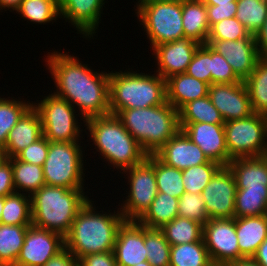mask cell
<instances>
[{"instance_id": "cell-50", "label": "cell", "mask_w": 267, "mask_h": 266, "mask_svg": "<svg viewBox=\"0 0 267 266\" xmlns=\"http://www.w3.org/2000/svg\"><path fill=\"white\" fill-rule=\"evenodd\" d=\"M44 266H79L77 259L66 247L50 258Z\"/></svg>"}, {"instance_id": "cell-5", "label": "cell", "mask_w": 267, "mask_h": 266, "mask_svg": "<svg viewBox=\"0 0 267 266\" xmlns=\"http://www.w3.org/2000/svg\"><path fill=\"white\" fill-rule=\"evenodd\" d=\"M87 189L43 185L31 198L32 225L57 232L64 237L70 232L79 210L90 199Z\"/></svg>"}, {"instance_id": "cell-35", "label": "cell", "mask_w": 267, "mask_h": 266, "mask_svg": "<svg viewBox=\"0 0 267 266\" xmlns=\"http://www.w3.org/2000/svg\"><path fill=\"white\" fill-rule=\"evenodd\" d=\"M170 266H214L204 239L171 246Z\"/></svg>"}, {"instance_id": "cell-23", "label": "cell", "mask_w": 267, "mask_h": 266, "mask_svg": "<svg viewBox=\"0 0 267 266\" xmlns=\"http://www.w3.org/2000/svg\"><path fill=\"white\" fill-rule=\"evenodd\" d=\"M209 86L187 73L173 75L166 79V101L179 111L188 102L207 96Z\"/></svg>"}, {"instance_id": "cell-56", "label": "cell", "mask_w": 267, "mask_h": 266, "mask_svg": "<svg viewBox=\"0 0 267 266\" xmlns=\"http://www.w3.org/2000/svg\"><path fill=\"white\" fill-rule=\"evenodd\" d=\"M133 8H137L142 3H154V2H175V1H181V0H136Z\"/></svg>"}, {"instance_id": "cell-3", "label": "cell", "mask_w": 267, "mask_h": 266, "mask_svg": "<svg viewBox=\"0 0 267 266\" xmlns=\"http://www.w3.org/2000/svg\"><path fill=\"white\" fill-rule=\"evenodd\" d=\"M84 127V135L89 137L86 141L91 140L89 143L93 142L91 145H95L93 147L97 149L92 152H99L98 159L101 158L109 167L116 168L118 176L124 170L140 164L148 156L114 114L90 118L85 121Z\"/></svg>"}, {"instance_id": "cell-19", "label": "cell", "mask_w": 267, "mask_h": 266, "mask_svg": "<svg viewBox=\"0 0 267 266\" xmlns=\"http://www.w3.org/2000/svg\"><path fill=\"white\" fill-rule=\"evenodd\" d=\"M206 43L225 58L241 81L249 77L261 58L255 37H243L236 41L207 40Z\"/></svg>"}, {"instance_id": "cell-38", "label": "cell", "mask_w": 267, "mask_h": 266, "mask_svg": "<svg viewBox=\"0 0 267 266\" xmlns=\"http://www.w3.org/2000/svg\"><path fill=\"white\" fill-rule=\"evenodd\" d=\"M267 17L266 0H237L235 18L251 35H255Z\"/></svg>"}, {"instance_id": "cell-49", "label": "cell", "mask_w": 267, "mask_h": 266, "mask_svg": "<svg viewBox=\"0 0 267 266\" xmlns=\"http://www.w3.org/2000/svg\"><path fill=\"white\" fill-rule=\"evenodd\" d=\"M79 266H117L113 251L89 254L79 259Z\"/></svg>"}, {"instance_id": "cell-37", "label": "cell", "mask_w": 267, "mask_h": 266, "mask_svg": "<svg viewBox=\"0 0 267 266\" xmlns=\"http://www.w3.org/2000/svg\"><path fill=\"white\" fill-rule=\"evenodd\" d=\"M1 223L8 225H31L30 196L20 192H14L5 196Z\"/></svg>"}, {"instance_id": "cell-45", "label": "cell", "mask_w": 267, "mask_h": 266, "mask_svg": "<svg viewBox=\"0 0 267 266\" xmlns=\"http://www.w3.org/2000/svg\"><path fill=\"white\" fill-rule=\"evenodd\" d=\"M242 82L229 63L211 47V84H232Z\"/></svg>"}, {"instance_id": "cell-40", "label": "cell", "mask_w": 267, "mask_h": 266, "mask_svg": "<svg viewBox=\"0 0 267 266\" xmlns=\"http://www.w3.org/2000/svg\"><path fill=\"white\" fill-rule=\"evenodd\" d=\"M144 243L147 259L152 266H170L171 245L160 229L144 226Z\"/></svg>"}, {"instance_id": "cell-59", "label": "cell", "mask_w": 267, "mask_h": 266, "mask_svg": "<svg viewBox=\"0 0 267 266\" xmlns=\"http://www.w3.org/2000/svg\"><path fill=\"white\" fill-rule=\"evenodd\" d=\"M4 158L3 152H0V161Z\"/></svg>"}, {"instance_id": "cell-16", "label": "cell", "mask_w": 267, "mask_h": 266, "mask_svg": "<svg viewBox=\"0 0 267 266\" xmlns=\"http://www.w3.org/2000/svg\"><path fill=\"white\" fill-rule=\"evenodd\" d=\"M199 43L186 37L154 46L152 56L156 72L165 80L173 75L185 73Z\"/></svg>"}, {"instance_id": "cell-57", "label": "cell", "mask_w": 267, "mask_h": 266, "mask_svg": "<svg viewBox=\"0 0 267 266\" xmlns=\"http://www.w3.org/2000/svg\"><path fill=\"white\" fill-rule=\"evenodd\" d=\"M3 206H4V197L0 196V223H1V215H2Z\"/></svg>"}, {"instance_id": "cell-55", "label": "cell", "mask_w": 267, "mask_h": 266, "mask_svg": "<svg viewBox=\"0 0 267 266\" xmlns=\"http://www.w3.org/2000/svg\"><path fill=\"white\" fill-rule=\"evenodd\" d=\"M205 5H224L237 0H201Z\"/></svg>"}, {"instance_id": "cell-29", "label": "cell", "mask_w": 267, "mask_h": 266, "mask_svg": "<svg viewBox=\"0 0 267 266\" xmlns=\"http://www.w3.org/2000/svg\"><path fill=\"white\" fill-rule=\"evenodd\" d=\"M29 226L0 223V266L16 263Z\"/></svg>"}, {"instance_id": "cell-48", "label": "cell", "mask_w": 267, "mask_h": 266, "mask_svg": "<svg viewBox=\"0 0 267 266\" xmlns=\"http://www.w3.org/2000/svg\"><path fill=\"white\" fill-rule=\"evenodd\" d=\"M15 191L13 181L12 163L7 159L3 158L0 161V196L5 197Z\"/></svg>"}, {"instance_id": "cell-33", "label": "cell", "mask_w": 267, "mask_h": 266, "mask_svg": "<svg viewBox=\"0 0 267 266\" xmlns=\"http://www.w3.org/2000/svg\"><path fill=\"white\" fill-rule=\"evenodd\" d=\"M18 98V99H17ZM4 97L0 95V149L5 147L11 129L17 124L21 116L32 106L29 99L19 96Z\"/></svg>"}, {"instance_id": "cell-42", "label": "cell", "mask_w": 267, "mask_h": 266, "mask_svg": "<svg viewBox=\"0 0 267 266\" xmlns=\"http://www.w3.org/2000/svg\"><path fill=\"white\" fill-rule=\"evenodd\" d=\"M178 216L206 224L209 216L201 194L184 192L179 198Z\"/></svg>"}, {"instance_id": "cell-9", "label": "cell", "mask_w": 267, "mask_h": 266, "mask_svg": "<svg viewBox=\"0 0 267 266\" xmlns=\"http://www.w3.org/2000/svg\"><path fill=\"white\" fill-rule=\"evenodd\" d=\"M134 11L140 23L139 27L145 32L151 49L185 37L182 25V0L142 3Z\"/></svg>"}, {"instance_id": "cell-27", "label": "cell", "mask_w": 267, "mask_h": 266, "mask_svg": "<svg viewBox=\"0 0 267 266\" xmlns=\"http://www.w3.org/2000/svg\"><path fill=\"white\" fill-rule=\"evenodd\" d=\"M178 203V198L158 192L150 207L137 221L147 228L160 229L178 216Z\"/></svg>"}, {"instance_id": "cell-46", "label": "cell", "mask_w": 267, "mask_h": 266, "mask_svg": "<svg viewBox=\"0 0 267 266\" xmlns=\"http://www.w3.org/2000/svg\"><path fill=\"white\" fill-rule=\"evenodd\" d=\"M49 151V140L42 136L24 150L19 152L15 158L30 164L43 166Z\"/></svg>"}, {"instance_id": "cell-47", "label": "cell", "mask_w": 267, "mask_h": 266, "mask_svg": "<svg viewBox=\"0 0 267 266\" xmlns=\"http://www.w3.org/2000/svg\"><path fill=\"white\" fill-rule=\"evenodd\" d=\"M208 23L210 27L224 19L235 17L237 11V1L224 5H206Z\"/></svg>"}, {"instance_id": "cell-32", "label": "cell", "mask_w": 267, "mask_h": 266, "mask_svg": "<svg viewBox=\"0 0 267 266\" xmlns=\"http://www.w3.org/2000/svg\"><path fill=\"white\" fill-rule=\"evenodd\" d=\"M160 230L171 246L197 242L203 239V225L184 217L177 216Z\"/></svg>"}, {"instance_id": "cell-52", "label": "cell", "mask_w": 267, "mask_h": 266, "mask_svg": "<svg viewBox=\"0 0 267 266\" xmlns=\"http://www.w3.org/2000/svg\"><path fill=\"white\" fill-rule=\"evenodd\" d=\"M260 266H267V238L259 245L252 257Z\"/></svg>"}, {"instance_id": "cell-15", "label": "cell", "mask_w": 267, "mask_h": 266, "mask_svg": "<svg viewBox=\"0 0 267 266\" xmlns=\"http://www.w3.org/2000/svg\"><path fill=\"white\" fill-rule=\"evenodd\" d=\"M107 0H59L60 18L86 40H94ZM102 14V15H101ZM91 38V39H90Z\"/></svg>"}, {"instance_id": "cell-58", "label": "cell", "mask_w": 267, "mask_h": 266, "mask_svg": "<svg viewBox=\"0 0 267 266\" xmlns=\"http://www.w3.org/2000/svg\"><path fill=\"white\" fill-rule=\"evenodd\" d=\"M135 266H152V265L149 263V261H143L141 263H138Z\"/></svg>"}, {"instance_id": "cell-44", "label": "cell", "mask_w": 267, "mask_h": 266, "mask_svg": "<svg viewBox=\"0 0 267 266\" xmlns=\"http://www.w3.org/2000/svg\"><path fill=\"white\" fill-rule=\"evenodd\" d=\"M185 73L211 85V46L209 44L205 43L198 47Z\"/></svg>"}, {"instance_id": "cell-36", "label": "cell", "mask_w": 267, "mask_h": 266, "mask_svg": "<svg viewBox=\"0 0 267 266\" xmlns=\"http://www.w3.org/2000/svg\"><path fill=\"white\" fill-rule=\"evenodd\" d=\"M267 214V189H237L234 218Z\"/></svg>"}, {"instance_id": "cell-43", "label": "cell", "mask_w": 267, "mask_h": 266, "mask_svg": "<svg viewBox=\"0 0 267 266\" xmlns=\"http://www.w3.org/2000/svg\"><path fill=\"white\" fill-rule=\"evenodd\" d=\"M243 37H254L235 17L221 20L210 27L207 40L236 41Z\"/></svg>"}, {"instance_id": "cell-13", "label": "cell", "mask_w": 267, "mask_h": 266, "mask_svg": "<svg viewBox=\"0 0 267 266\" xmlns=\"http://www.w3.org/2000/svg\"><path fill=\"white\" fill-rule=\"evenodd\" d=\"M236 192L233 172L228 166L222 167L201 193L209 219L234 218Z\"/></svg>"}, {"instance_id": "cell-20", "label": "cell", "mask_w": 267, "mask_h": 266, "mask_svg": "<svg viewBox=\"0 0 267 266\" xmlns=\"http://www.w3.org/2000/svg\"><path fill=\"white\" fill-rule=\"evenodd\" d=\"M113 252L117 266H135L148 261L144 226L136 220H125L119 227Z\"/></svg>"}, {"instance_id": "cell-26", "label": "cell", "mask_w": 267, "mask_h": 266, "mask_svg": "<svg viewBox=\"0 0 267 266\" xmlns=\"http://www.w3.org/2000/svg\"><path fill=\"white\" fill-rule=\"evenodd\" d=\"M182 25L185 37L203 45L210 31L206 5L201 0H182Z\"/></svg>"}, {"instance_id": "cell-51", "label": "cell", "mask_w": 267, "mask_h": 266, "mask_svg": "<svg viewBox=\"0 0 267 266\" xmlns=\"http://www.w3.org/2000/svg\"><path fill=\"white\" fill-rule=\"evenodd\" d=\"M258 53L261 57L267 56V17L260 30L254 35Z\"/></svg>"}, {"instance_id": "cell-4", "label": "cell", "mask_w": 267, "mask_h": 266, "mask_svg": "<svg viewBox=\"0 0 267 266\" xmlns=\"http://www.w3.org/2000/svg\"><path fill=\"white\" fill-rule=\"evenodd\" d=\"M132 69V70H131ZM143 72V73H142ZM133 68L109 72L110 114L133 108H149L166 102V80L154 72Z\"/></svg>"}, {"instance_id": "cell-28", "label": "cell", "mask_w": 267, "mask_h": 266, "mask_svg": "<svg viewBox=\"0 0 267 266\" xmlns=\"http://www.w3.org/2000/svg\"><path fill=\"white\" fill-rule=\"evenodd\" d=\"M12 163L15 191L31 196L45 185L43 166L7 158Z\"/></svg>"}, {"instance_id": "cell-18", "label": "cell", "mask_w": 267, "mask_h": 266, "mask_svg": "<svg viewBox=\"0 0 267 266\" xmlns=\"http://www.w3.org/2000/svg\"><path fill=\"white\" fill-rule=\"evenodd\" d=\"M180 128L199 146L205 156L223 167L232 160L226 146L224 124L179 123Z\"/></svg>"}, {"instance_id": "cell-24", "label": "cell", "mask_w": 267, "mask_h": 266, "mask_svg": "<svg viewBox=\"0 0 267 266\" xmlns=\"http://www.w3.org/2000/svg\"><path fill=\"white\" fill-rule=\"evenodd\" d=\"M228 167L237 189H267V155L232 159Z\"/></svg>"}, {"instance_id": "cell-53", "label": "cell", "mask_w": 267, "mask_h": 266, "mask_svg": "<svg viewBox=\"0 0 267 266\" xmlns=\"http://www.w3.org/2000/svg\"><path fill=\"white\" fill-rule=\"evenodd\" d=\"M21 2L22 0H0V13L7 10L14 13L21 5Z\"/></svg>"}, {"instance_id": "cell-8", "label": "cell", "mask_w": 267, "mask_h": 266, "mask_svg": "<svg viewBox=\"0 0 267 266\" xmlns=\"http://www.w3.org/2000/svg\"><path fill=\"white\" fill-rule=\"evenodd\" d=\"M41 98L32 101V105L40 114L43 136L50 142H83L80 140H85V120L77 114V110L52 92Z\"/></svg>"}, {"instance_id": "cell-7", "label": "cell", "mask_w": 267, "mask_h": 266, "mask_svg": "<svg viewBox=\"0 0 267 266\" xmlns=\"http://www.w3.org/2000/svg\"><path fill=\"white\" fill-rule=\"evenodd\" d=\"M83 144L49 141V151L43 165L45 185L68 189L87 188L84 182L88 168L84 167L87 160Z\"/></svg>"}, {"instance_id": "cell-2", "label": "cell", "mask_w": 267, "mask_h": 266, "mask_svg": "<svg viewBox=\"0 0 267 266\" xmlns=\"http://www.w3.org/2000/svg\"><path fill=\"white\" fill-rule=\"evenodd\" d=\"M94 202L96 200L89 199L79 210L70 232L65 236V247L77 259L89 254L113 251L119 227L125 221L119 206L116 207L117 210L113 208L107 212L104 207H96Z\"/></svg>"}, {"instance_id": "cell-1", "label": "cell", "mask_w": 267, "mask_h": 266, "mask_svg": "<svg viewBox=\"0 0 267 266\" xmlns=\"http://www.w3.org/2000/svg\"><path fill=\"white\" fill-rule=\"evenodd\" d=\"M78 57L64 49L47 52L44 61L56 89L50 92L78 108L85 121L110 114L109 70L94 71Z\"/></svg>"}, {"instance_id": "cell-17", "label": "cell", "mask_w": 267, "mask_h": 266, "mask_svg": "<svg viewBox=\"0 0 267 266\" xmlns=\"http://www.w3.org/2000/svg\"><path fill=\"white\" fill-rule=\"evenodd\" d=\"M208 95L225 122L246 118L254 113L244 81L211 84Z\"/></svg>"}, {"instance_id": "cell-54", "label": "cell", "mask_w": 267, "mask_h": 266, "mask_svg": "<svg viewBox=\"0 0 267 266\" xmlns=\"http://www.w3.org/2000/svg\"><path fill=\"white\" fill-rule=\"evenodd\" d=\"M225 266H260V265L252 257H246L228 262Z\"/></svg>"}, {"instance_id": "cell-6", "label": "cell", "mask_w": 267, "mask_h": 266, "mask_svg": "<svg viewBox=\"0 0 267 266\" xmlns=\"http://www.w3.org/2000/svg\"><path fill=\"white\" fill-rule=\"evenodd\" d=\"M116 116L148 154H155L181 128L179 111L167 101L149 108L119 111Z\"/></svg>"}, {"instance_id": "cell-39", "label": "cell", "mask_w": 267, "mask_h": 266, "mask_svg": "<svg viewBox=\"0 0 267 266\" xmlns=\"http://www.w3.org/2000/svg\"><path fill=\"white\" fill-rule=\"evenodd\" d=\"M154 170L158 192L180 198L185 192L182 170L168 166L154 154Z\"/></svg>"}, {"instance_id": "cell-25", "label": "cell", "mask_w": 267, "mask_h": 266, "mask_svg": "<svg viewBox=\"0 0 267 266\" xmlns=\"http://www.w3.org/2000/svg\"><path fill=\"white\" fill-rule=\"evenodd\" d=\"M235 230L240 254L244 258L253 257L267 238V214L235 218Z\"/></svg>"}, {"instance_id": "cell-14", "label": "cell", "mask_w": 267, "mask_h": 266, "mask_svg": "<svg viewBox=\"0 0 267 266\" xmlns=\"http://www.w3.org/2000/svg\"><path fill=\"white\" fill-rule=\"evenodd\" d=\"M65 248V237L57 232L30 225L20 254L13 266H44Z\"/></svg>"}, {"instance_id": "cell-34", "label": "cell", "mask_w": 267, "mask_h": 266, "mask_svg": "<svg viewBox=\"0 0 267 266\" xmlns=\"http://www.w3.org/2000/svg\"><path fill=\"white\" fill-rule=\"evenodd\" d=\"M224 124L218 109L212 104L209 95L190 101L179 110V123Z\"/></svg>"}, {"instance_id": "cell-10", "label": "cell", "mask_w": 267, "mask_h": 266, "mask_svg": "<svg viewBox=\"0 0 267 266\" xmlns=\"http://www.w3.org/2000/svg\"><path fill=\"white\" fill-rule=\"evenodd\" d=\"M120 174L121 178L126 179V186H129L126 187L127 191L121 195H125V200H121L122 203L118 204L119 210L125 220L137 221L150 207L158 193L154 154L148 155L143 162L124 170Z\"/></svg>"}, {"instance_id": "cell-31", "label": "cell", "mask_w": 267, "mask_h": 266, "mask_svg": "<svg viewBox=\"0 0 267 266\" xmlns=\"http://www.w3.org/2000/svg\"><path fill=\"white\" fill-rule=\"evenodd\" d=\"M15 13L32 25L53 24L60 18L59 0H22Z\"/></svg>"}, {"instance_id": "cell-12", "label": "cell", "mask_w": 267, "mask_h": 266, "mask_svg": "<svg viewBox=\"0 0 267 266\" xmlns=\"http://www.w3.org/2000/svg\"><path fill=\"white\" fill-rule=\"evenodd\" d=\"M203 239L214 266L244 258L238 247L235 218L209 219L203 225Z\"/></svg>"}, {"instance_id": "cell-21", "label": "cell", "mask_w": 267, "mask_h": 266, "mask_svg": "<svg viewBox=\"0 0 267 266\" xmlns=\"http://www.w3.org/2000/svg\"><path fill=\"white\" fill-rule=\"evenodd\" d=\"M155 155L166 165L179 170L207 163L209 159L198 145L180 129Z\"/></svg>"}, {"instance_id": "cell-41", "label": "cell", "mask_w": 267, "mask_h": 266, "mask_svg": "<svg viewBox=\"0 0 267 266\" xmlns=\"http://www.w3.org/2000/svg\"><path fill=\"white\" fill-rule=\"evenodd\" d=\"M222 167V165L209 160L202 165L182 170L185 192L201 194L206 185Z\"/></svg>"}, {"instance_id": "cell-30", "label": "cell", "mask_w": 267, "mask_h": 266, "mask_svg": "<svg viewBox=\"0 0 267 266\" xmlns=\"http://www.w3.org/2000/svg\"><path fill=\"white\" fill-rule=\"evenodd\" d=\"M253 112L267 116V57H261L244 81Z\"/></svg>"}, {"instance_id": "cell-11", "label": "cell", "mask_w": 267, "mask_h": 266, "mask_svg": "<svg viewBox=\"0 0 267 266\" xmlns=\"http://www.w3.org/2000/svg\"><path fill=\"white\" fill-rule=\"evenodd\" d=\"M226 146L231 159L267 155V116L253 113L224 123Z\"/></svg>"}, {"instance_id": "cell-22", "label": "cell", "mask_w": 267, "mask_h": 266, "mask_svg": "<svg viewBox=\"0 0 267 266\" xmlns=\"http://www.w3.org/2000/svg\"><path fill=\"white\" fill-rule=\"evenodd\" d=\"M42 136L40 114L32 105L9 132L5 147L2 149L4 158L15 157Z\"/></svg>"}]
</instances>
